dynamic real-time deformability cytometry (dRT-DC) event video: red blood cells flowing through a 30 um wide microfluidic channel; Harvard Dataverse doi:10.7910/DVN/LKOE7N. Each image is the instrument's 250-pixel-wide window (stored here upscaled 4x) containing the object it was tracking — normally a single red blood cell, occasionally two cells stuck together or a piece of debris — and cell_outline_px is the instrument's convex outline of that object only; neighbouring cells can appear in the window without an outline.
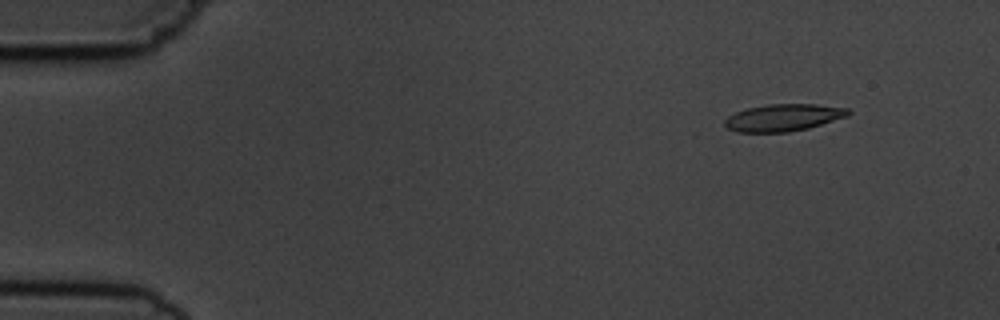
{"species": "common noctule bat (a hibernating species)", "species_latin": "Nyctalus noctula", "temperature_condition": "cold", "stored_images_in_passage": 5, "segment_of_instrument_passage": [1, 2], "camera_frame_rate_fps": 3000, "um_per_image_px": 0.085, "animal": {"sex": "male", "body_mass_g": 19.5, "forearm_length_mm": 54.6}, "frame": {"image": 1, "passage_image": 1, "time_ms": 0.0, "image_size_px": [1000, 320], "cell_outline_px": [[852, 112], [848, 116], [808, 128], [788, 132], [736, 132], [724, 128], [724, 120], [728, 116], [736, 112], [748, 108], [768, 104], [816, 104], [848, 108]], "centroid_in_image_um": [66.57, 10.0], "position_along_channel_um": 18.4, "area_um2": 19.59}}